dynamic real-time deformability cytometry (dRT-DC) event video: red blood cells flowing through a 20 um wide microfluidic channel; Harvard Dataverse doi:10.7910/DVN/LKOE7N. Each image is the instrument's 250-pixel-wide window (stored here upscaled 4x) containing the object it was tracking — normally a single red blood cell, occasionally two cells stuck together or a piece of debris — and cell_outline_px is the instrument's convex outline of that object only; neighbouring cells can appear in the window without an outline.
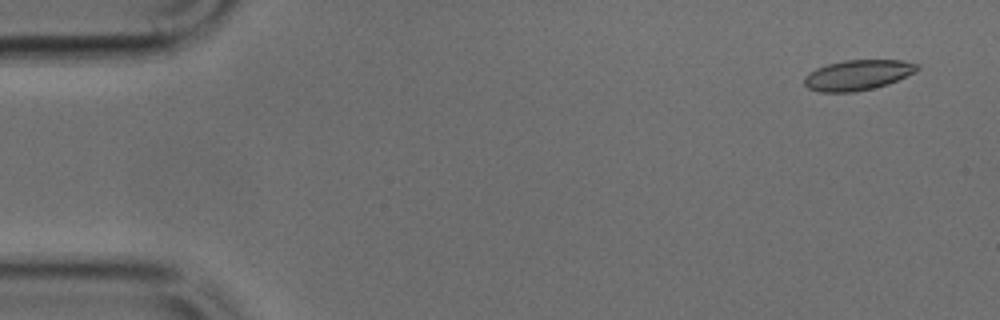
{"species": "common noctule bat (a hibernating species)", "species_latin": "Nyctalus noctula", "temperature_condition": "cold", "stored_images_in_passage": 49, "camera_frame_rate_fps": 3000, "um_per_image_px": 0.085, "animal": {"sex": "male", "body_mass_g": 17.9, "forearm_length_mm": 54.2}, "frame": {"image": 1, "passage_image": 3, "time_ms": 0.667, "image_size_px": [1000, 320], "cell_outline_px": [[920, 68], [916, 72], [888, 84], [872, 88], [852, 92], [820, 92], [808, 88], [804, 84], [804, 76], [808, 72], [816, 68], [828, 64], [844, 60], [904, 60], [920, 64]], "centroid_in_image_um": [72.92, 6.37], "position_along_channel_um": 12.1, "area_um2": 20.06}}
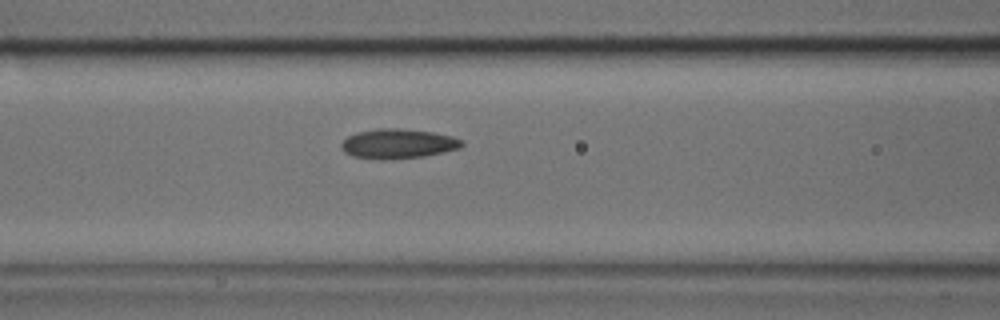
{"frame": {"image": 2, "passage_image": 20, "time_ms": 6.333, "image_size_px": [1000, 320], "cell_outline_px": [[464, 144], [460, 148], [444, 152], [424, 156], [384, 160], [380, 160], [352, 156], [344, 152], [340, 148], [340, 144], [348, 136], [360, 132], [380, 128], [400, 128], [432, 132], [452, 136], [464, 140]], "centroid_in_image_um": [33.84, 12.22], "position_along_channel_um": 132.8, "area_um2": 20.92}}
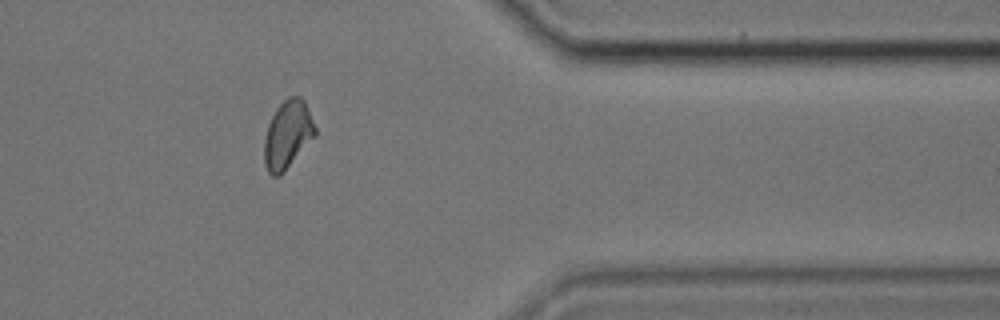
{"frame": {"image": 3, "passage_image": 40, "time_ms": 13.0, "image_size_px": [1000, 320], "cell_outline_px": [[316, 136], [284, 172], [280, 176], [272, 176], [268, 172], [264, 164], [264, 140], [268, 124], [276, 108], [288, 96], [300, 96], [304, 100], [316, 128]], "centroid_in_image_um": [24.45, 11.46], "position_along_channel_um": 387.0, "area_um2": 20.29}}